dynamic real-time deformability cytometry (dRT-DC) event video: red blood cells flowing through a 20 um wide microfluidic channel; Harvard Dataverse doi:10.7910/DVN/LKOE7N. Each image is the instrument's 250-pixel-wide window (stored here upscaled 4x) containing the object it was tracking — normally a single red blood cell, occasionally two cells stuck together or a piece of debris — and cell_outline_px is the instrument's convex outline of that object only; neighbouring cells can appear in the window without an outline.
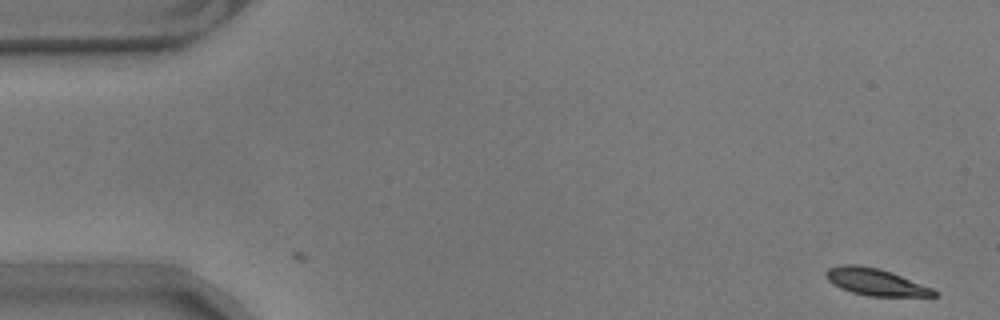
{"species": "common noctule bat (a hibernating species)", "species_latin": "Nyctalus noctula", "temperature_condition": "warm", "stored_images_in_passage": 56, "camera_frame_rate_fps": 3000, "um_per_image_px": 0.085, "animal": {"sex": "male", "body_mass_g": 17.9}, "frame": {"image": 1, "passage_image": 1, "time_ms": 0.0, "image_size_px": [1000, 320], "cell_outline_px": [[940, 292], [936, 296], [868, 296], [852, 292], [840, 288], [832, 284], [824, 276], [824, 272], [828, 268], [840, 264], [860, 264], [880, 268], [932, 288]], "centroid_in_image_um": [74.37, 23.95], "position_along_channel_um": 10.6, "area_um2": 17.11}}
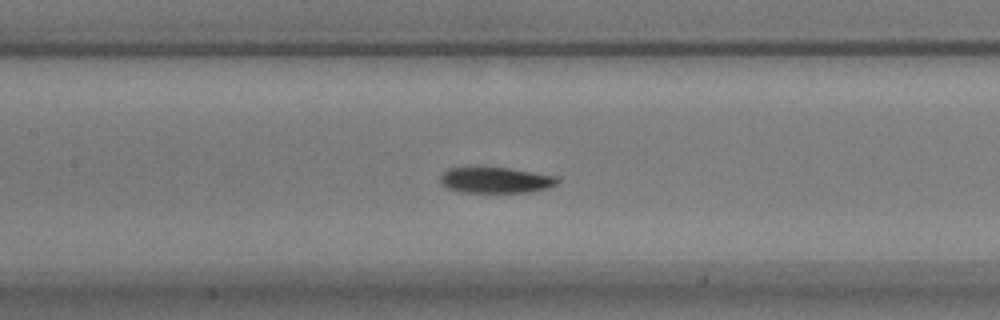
{"frame": {"image": 2, "passage_image": 25, "time_ms": 8.0, "image_size_px": [1000, 320], "cell_outline_px": [[560, 180], [556, 184], [548, 188], [528, 192], [460, 192], [448, 188], [440, 184], [440, 176], [448, 168], [468, 164], [476, 164], [508, 168], [560, 176]], "centroid_in_image_um": [42.07, 15.25], "position_along_channel_um": 165.3, "area_um2": 18.61}}
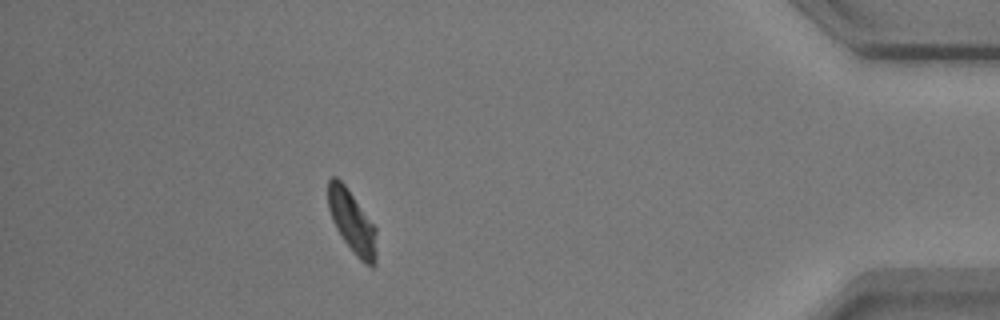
{"frame": {"image": 3, "passage_image": 50, "time_ms": 16.333, "image_size_px": [1000, 320], "cell_outline_px": [[376, 264], [372, 268], [364, 264], [356, 256], [344, 240], [336, 228], [332, 220], [328, 208], [328, 180], [332, 176], [336, 176], [344, 184], [376, 228]], "centroid_in_image_um": [29.93, 18.89], "position_along_channel_um": 405.3, "area_um2": 17.51}, "authors_computed_cell_mechanics": {"area_um2": 17.9758, "velocity_mm_per_s": 3.4919, "shape_relaxation_time_tau1_ms": 3.5356, "shape_relaxation_time_tau2_ms": 4.3497, "deformation_change_tau1": 0.1386, "deformation_change_tau2": 0.0972}}